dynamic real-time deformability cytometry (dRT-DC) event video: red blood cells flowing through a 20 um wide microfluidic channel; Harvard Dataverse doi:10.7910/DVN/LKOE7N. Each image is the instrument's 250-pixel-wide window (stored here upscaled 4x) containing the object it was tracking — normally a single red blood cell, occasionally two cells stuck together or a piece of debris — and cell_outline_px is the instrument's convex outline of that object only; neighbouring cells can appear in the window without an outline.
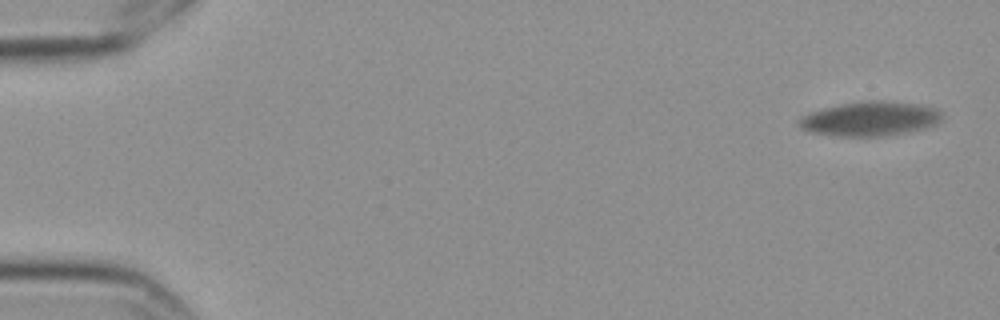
{"species": "Egyptian fruit bat (a non-hibernating species)", "species_latin": "Rousettus aegyptiacus", "temperature_condition": "cold", "stored_images_in_passage": 7, "camera_frame_rate_fps": 3000, "um_per_image_px": 0.085, "frame": {"image": 1, "passage_image": 1, "time_ms": 0.0, "image_size_px": [1000, 320], "cell_outline_px": [[940, 120], [936, 124], [928, 128], [908, 132], [880, 136], [840, 136], [808, 132], [800, 128], [800, 120], [804, 116], [812, 112], [840, 104], [864, 100], [880, 100], [920, 104], [936, 108], [940, 112]], "centroid_in_image_um": [74.0, 10.09], "position_along_channel_um": 11.0, "area_um2": 28.5}}
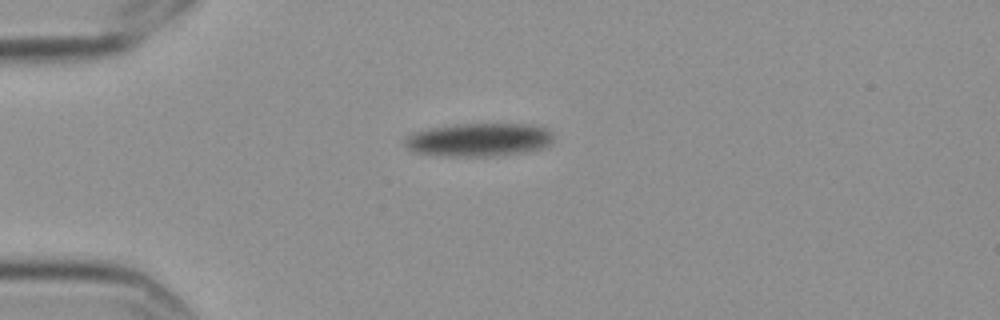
{"frame": {"image": 2, "passage_image": 6, "time_ms": 1.667, "image_size_px": [1000, 320], "cell_outline_px": [[552, 140], [544, 148], [524, 152], [496, 156], [432, 156], [412, 152], [404, 144], [404, 140], [408, 136], [416, 132], [432, 128], [452, 124], [532, 124], [544, 128], [552, 132]], "centroid_in_image_um": [40.68, 11.89], "position_along_channel_um": 44.3, "area_um2": 29.02}}